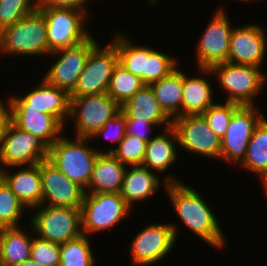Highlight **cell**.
Listing matches in <instances>:
<instances>
[{"label": "cell", "instance_id": "2e32d148", "mask_svg": "<svg viewBox=\"0 0 267 266\" xmlns=\"http://www.w3.org/2000/svg\"><path fill=\"white\" fill-rule=\"evenodd\" d=\"M39 82L24 96L13 94L5 102L10 109H28L52 115L66 127L70 116V95L43 78Z\"/></svg>", "mask_w": 267, "mask_h": 266}, {"label": "cell", "instance_id": "603a6c76", "mask_svg": "<svg viewBox=\"0 0 267 266\" xmlns=\"http://www.w3.org/2000/svg\"><path fill=\"white\" fill-rule=\"evenodd\" d=\"M163 131V132H162ZM161 132V133H160ZM155 134L147 142L142 166L151 171L164 174L178 161V139L175 129L170 126ZM178 147V148H177Z\"/></svg>", "mask_w": 267, "mask_h": 266}, {"label": "cell", "instance_id": "e575fe53", "mask_svg": "<svg viewBox=\"0 0 267 266\" xmlns=\"http://www.w3.org/2000/svg\"><path fill=\"white\" fill-rule=\"evenodd\" d=\"M39 0H0V32L36 11Z\"/></svg>", "mask_w": 267, "mask_h": 266}, {"label": "cell", "instance_id": "d6a6232c", "mask_svg": "<svg viewBox=\"0 0 267 266\" xmlns=\"http://www.w3.org/2000/svg\"><path fill=\"white\" fill-rule=\"evenodd\" d=\"M29 211L11 191L6 182L0 180V228L20 227L22 217ZM25 213V214H24Z\"/></svg>", "mask_w": 267, "mask_h": 266}, {"label": "cell", "instance_id": "836d02e7", "mask_svg": "<svg viewBox=\"0 0 267 266\" xmlns=\"http://www.w3.org/2000/svg\"><path fill=\"white\" fill-rule=\"evenodd\" d=\"M147 141L135 136L124 135L117 147L112 146L103 153H111L126 166L142 165L145 156Z\"/></svg>", "mask_w": 267, "mask_h": 266}, {"label": "cell", "instance_id": "cb8c5ba5", "mask_svg": "<svg viewBox=\"0 0 267 266\" xmlns=\"http://www.w3.org/2000/svg\"><path fill=\"white\" fill-rule=\"evenodd\" d=\"M125 118L144 120L162 130L172 126V119L160 107L150 85H144L130 99L120 105Z\"/></svg>", "mask_w": 267, "mask_h": 266}, {"label": "cell", "instance_id": "60d3db41", "mask_svg": "<svg viewBox=\"0 0 267 266\" xmlns=\"http://www.w3.org/2000/svg\"><path fill=\"white\" fill-rule=\"evenodd\" d=\"M0 98V149L5 138L6 130L11 123V111L5 102Z\"/></svg>", "mask_w": 267, "mask_h": 266}, {"label": "cell", "instance_id": "7bdbcfd3", "mask_svg": "<svg viewBox=\"0 0 267 266\" xmlns=\"http://www.w3.org/2000/svg\"><path fill=\"white\" fill-rule=\"evenodd\" d=\"M261 182H262L261 185H263L262 189L265 191L264 194L267 197V178L263 179Z\"/></svg>", "mask_w": 267, "mask_h": 266}, {"label": "cell", "instance_id": "8992f818", "mask_svg": "<svg viewBox=\"0 0 267 266\" xmlns=\"http://www.w3.org/2000/svg\"><path fill=\"white\" fill-rule=\"evenodd\" d=\"M30 218L32 234L57 244H64L82 234L81 208L38 205Z\"/></svg>", "mask_w": 267, "mask_h": 266}, {"label": "cell", "instance_id": "484cf974", "mask_svg": "<svg viewBox=\"0 0 267 266\" xmlns=\"http://www.w3.org/2000/svg\"><path fill=\"white\" fill-rule=\"evenodd\" d=\"M32 241L33 237L21 226L0 228V260L3 266H19L31 259Z\"/></svg>", "mask_w": 267, "mask_h": 266}, {"label": "cell", "instance_id": "6da1fadb", "mask_svg": "<svg viewBox=\"0 0 267 266\" xmlns=\"http://www.w3.org/2000/svg\"><path fill=\"white\" fill-rule=\"evenodd\" d=\"M165 189L182 224L217 251L224 249L228 239L224 236L216 214L203 196L195 188L183 182L167 183Z\"/></svg>", "mask_w": 267, "mask_h": 266}, {"label": "cell", "instance_id": "30bf717a", "mask_svg": "<svg viewBox=\"0 0 267 266\" xmlns=\"http://www.w3.org/2000/svg\"><path fill=\"white\" fill-rule=\"evenodd\" d=\"M97 43L90 51L85 67L70 97L107 93L114 68L119 63L116 45L111 41L105 47Z\"/></svg>", "mask_w": 267, "mask_h": 266}, {"label": "cell", "instance_id": "ee69618b", "mask_svg": "<svg viewBox=\"0 0 267 266\" xmlns=\"http://www.w3.org/2000/svg\"><path fill=\"white\" fill-rule=\"evenodd\" d=\"M236 1H239V2L242 1V2H246V3H247V2H250V3H251V2L258 1V0H236Z\"/></svg>", "mask_w": 267, "mask_h": 266}, {"label": "cell", "instance_id": "ba28073f", "mask_svg": "<svg viewBox=\"0 0 267 266\" xmlns=\"http://www.w3.org/2000/svg\"><path fill=\"white\" fill-rule=\"evenodd\" d=\"M180 231L175 223H150L134 236L129 246L133 266H150L165 258L175 247Z\"/></svg>", "mask_w": 267, "mask_h": 266}, {"label": "cell", "instance_id": "9c48e42d", "mask_svg": "<svg viewBox=\"0 0 267 266\" xmlns=\"http://www.w3.org/2000/svg\"><path fill=\"white\" fill-rule=\"evenodd\" d=\"M121 111L120 105L107 93L70 97V116L76 137L91 138L103 125Z\"/></svg>", "mask_w": 267, "mask_h": 266}, {"label": "cell", "instance_id": "8fae6325", "mask_svg": "<svg viewBox=\"0 0 267 266\" xmlns=\"http://www.w3.org/2000/svg\"><path fill=\"white\" fill-rule=\"evenodd\" d=\"M222 6L216 8L207 27L196 44V65L198 68H211L227 62L232 29L227 10ZM227 13V14H226Z\"/></svg>", "mask_w": 267, "mask_h": 266}, {"label": "cell", "instance_id": "d590c367", "mask_svg": "<svg viewBox=\"0 0 267 266\" xmlns=\"http://www.w3.org/2000/svg\"><path fill=\"white\" fill-rule=\"evenodd\" d=\"M216 103L211 105L202 115L210 129L221 139L228 128L233 112L240 106L233 102Z\"/></svg>", "mask_w": 267, "mask_h": 266}, {"label": "cell", "instance_id": "7c38bea8", "mask_svg": "<svg viewBox=\"0 0 267 266\" xmlns=\"http://www.w3.org/2000/svg\"><path fill=\"white\" fill-rule=\"evenodd\" d=\"M257 106H239L232 115L224 136L220 139L221 159L237 166L247 154V145L255 127L265 117Z\"/></svg>", "mask_w": 267, "mask_h": 266}, {"label": "cell", "instance_id": "44dd1931", "mask_svg": "<svg viewBox=\"0 0 267 266\" xmlns=\"http://www.w3.org/2000/svg\"><path fill=\"white\" fill-rule=\"evenodd\" d=\"M197 69L200 73L196 77L188 76V72L186 74L183 72L181 116L202 115L211 105L216 103L213 96L214 88L211 85V80H209L210 76L213 77L212 71L210 68Z\"/></svg>", "mask_w": 267, "mask_h": 266}, {"label": "cell", "instance_id": "d4e9b609", "mask_svg": "<svg viewBox=\"0 0 267 266\" xmlns=\"http://www.w3.org/2000/svg\"><path fill=\"white\" fill-rule=\"evenodd\" d=\"M127 166L111 153H100L94 163L86 193H119Z\"/></svg>", "mask_w": 267, "mask_h": 266}, {"label": "cell", "instance_id": "ab89813d", "mask_svg": "<svg viewBox=\"0 0 267 266\" xmlns=\"http://www.w3.org/2000/svg\"><path fill=\"white\" fill-rule=\"evenodd\" d=\"M88 1L91 0H39L38 7L77 9L88 15Z\"/></svg>", "mask_w": 267, "mask_h": 266}, {"label": "cell", "instance_id": "52a82bcc", "mask_svg": "<svg viewBox=\"0 0 267 266\" xmlns=\"http://www.w3.org/2000/svg\"><path fill=\"white\" fill-rule=\"evenodd\" d=\"M46 21L48 55L56 50L76 46L92 34L86 30L89 16L77 9L38 7Z\"/></svg>", "mask_w": 267, "mask_h": 266}, {"label": "cell", "instance_id": "e0dca14e", "mask_svg": "<svg viewBox=\"0 0 267 266\" xmlns=\"http://www.w3.org/2000/svg\"><path fill=\"white\" fill-rule=\"evenodd\" d=\"M258 23L234 26L227 62L262 68L267 55V31Z\"/></svg>", "mask_w": 267, "mask_h": 266}, {"label": "cell", "instance_id": "4fadbf2b", "mask_svg": "<svg viewBox=\"0 0 267 266\" xmlns=\"http://www.w3.org/2000/svg\"><path fill=\"white\" fill-rule=\"evenodd\" d=\"M99 43L92 34L84 42L69 48L53 51L49 56L57 59L44 73L43 79L70 94L82 73L91 49ZM58 57V58H57Z\"/></svg>", "mask_w": 267, "mask_h": 266}, {"label": "cell", "instance_id": "f1b7e54d", "mask_svg": "<svg viewBox=\"0 0 267 266\" xmlns=\"http://www.w3.org/2000/svg\"><path fill=\"white\" fill-rule=\"evenodd\" d=\"M112 42L116 45L119 63L145 84L146 45H135L124 32L115 31Z\"/></svg>", "mask_w": 267, "mask_h": 266}, {"label": "cell", "instance_id": "f35d334b", "mask_svg": "<svg viewBox=\"0 0 267 266\" xmlns=\"http://www.w3.org/2000/svg\"><path fill=\"white\" fill-rule=\"evenodd\" d=\"M125 135L135 136L139 139H143L149 142L154 136L149 135L152 127L156 129L158 126L156 124L139 120L135 118H125ZM156 127V128H155Z\"/></svg>", "mask_w": 267, "mask_h": 266}, {"label": "cell", "instance_id": "5b68a950", "mask_svg": "<svg viewBox=\"0 0 267 266\" xmlns=\"http://www.w3.org/2000/svg\"><path fill=\"white\" fill-rule=\"evenodd\" d=\"M132 209L120 193H86L81 205L82 234L91 236L113 229Z\"/></svg>", "mask_w": 267, "mask_h": 266}, {"label": "cell", "instance_id": "7402d4cb", "mask_svg": "<svg viewBox=\"0 0 267 266\" xmlns=\"http://www.w3.org/2000/svg\"><path fill=\"white\" fill-rule=\"evenodd\" d=\"M11 122L31 133L51 147L63 134L65 127L56 117L28 109H10Z\"/></svg>", "mask_w": 267, "mask_h": 266}, {"label": "cell", "instance_id": "f546056e", "mask_svg": "<svg viewBox=\"0 0 267 266\" xmlns=\"http://www.w3.org/2000/svg\"><path fill=\"white\" fill-rule=\"evenodd\" d=\"M88 235L69 240L60 245L59 266H94L95 254Z\"/></svg>", "mask_w": 267, "mask_h": 266}, {"label": "cell", "instance_id": "3957f363", "mask_svg": "<svg viewBox=\"0 0 267 266\" xmlns=\"http://www.w3.org/2000/svg\"><path fill=\"white\" fill-rule=\"evenodd\" d=\"M48 56L46 21L36 11L0 32V56Z\"/></svg>", "mask_w": 267, "mask_h": 266}, {"label": "cell", "instance_id": "8d00e7d4", "mask_svg": "<svg viewBox=\"0 0 267 266\" xmlns=\"http://www.w3.org/2000/svg\"><path fill=\"white\" fill-rule=\"evenodd\" d=\"M31 259L40 266H59L60 244L33 236Z\"/></svg>", "mask_w": 267, "mask_h": 266}, {"label": "cell", "instance_id": "277c9868", "mask_svg": "<svg viewBox=\"0 0 267 266\" xmlns=\"http://www.w3.org/2000/svg\"><path fill=\"white\" fill-rule=\"evenodd\" d=\"M216 78L218 88L227 97L225 102L241 106H257L254 99L266 86L267 74L261 68L252 65L220 63L210 68Z\"/></svg>", "mask_w": 267, "mask_h": 266}, {"label": "cell", "instance_id": "4316f807", "mask_svg": "<svg viewBox=\"0 0 267 266\" xmlns=\"http://www.w3.org/2000/svg\"><path fill=\"white\" fill-rule=\"evenodd\" d=\"M160 107L171 118L181 117L183 70L175 69L170 75L150 84Z\"/></svg>", "mask_w": 267, "mask_h": 266}, {"label": "cell", "instance_id": "4dcf8cb0", "mask_svg": "<svg viewBox=\"0 0 267 266\" xmlns=\"http://www.w3.org/2000/svg\"><path fill=\"white\" fill-rule=\"evenodd\" d=\"M144 85L138 76L131 74L118 63L113 70L107 94L119 105H122Z\"/></svg>", "mask_w": 267, "mask_h": 266}, {"label": "cell", "instance_id": "74e56055", "mask_svg": "<svg viewBox=\"0 0 267 266\" xmlns=\"http://www.w3.org/2000/svg\"><path fill=\"white\" fill-rule=\"evenodd\" d=\"M126 119L125 115L120 111L113 118L109 119L103 127L92 135L90 139L102 138L107 139L117 145L124 138ZM102 136V137H101Z\"/></svg>", "mask_w": 267, "mask_h": 266}, {"label": "cell", "instance_id": "ffe728a7", "mask_svg": "<svg viewBox=\"0 0 267 266\" xmlns=\"http://www.w3.org/2000/svg\"><path fill=\"white\" fill-rule=\"evenodd\" d=\"M15 168H17L16 171ZM0 173L11 191L29 211L41 205L42 186L40 163L0 169Z\"/></svg>", "mask_w": 267, "mask_h": 266}, {"label": "cell", "instance_id": "ac0fdd59", "mask_svg": "<svg viewBox=\"0 0 267 266\" xmlns=\"http://www.w3.org/2000/svg\"><path fill=\"white\" fill-rule=\"evenodd\" d=\"M42 205L81 208L85 189L68 179L47 159L40 162Z\"/></svg>", "mask_w": 267, "mask_h": 266}, {"label": "cell", "instance_id": "5bb4252c", "mask_svg": "<svg viewBox=\"0 0 267 266\" xmlns=\"http://www.w3.org/2000/svg\"><path fill=\"white\" fill-rule=\"evenodd\" d=\"M180 149L203 157L221 159L220 138L210 129L203 115L172 119Z\"/></svg>", "mask_w": 267, "mask_h": 266}, {"label": "cell", "instance_id": "83f0119b", "mask_svg": "<svg viewBox=\"0 0 267 266\" xmlns=\"http://www.w3.org/2000/svg\"><path fill=\"white\" fill-rule=\"evenodd\" d=\"M241 168L253 172L260 181L267 178V119L264 117L255 127L247 145V154Z\"/></svg>", "mask_w": 267, "mask_h": 266}, {"label": "cell", "instance_id": "7a4b0ae2", "mask_svg": "<svg viewBox=\"0 0 267 266\" xmlns=\"http://www.w3.org/2000/svg\"><path fill=\"white\" fill-rule=\"evenodd\" d=\"M90 140V138L76 136L72 140L63 134L49 147L47 158L68 179L85 190L88 187L97 156L104 150L90 147Z\"/></svg>", "mask_w": 267, "mask_h": 266}, {"label": "cell", "instance_id": "b9f144b4", "mask_svg": "<svg viewBox=\"0 0 267 266\" xmlns=\"http://www.w3.org/2000/svg\"><path fill=\"white\" fill-rule=\"evenodd\" d=\"M19 266H40V265L34 262L32 259H28L24 263L20 264Z\"/></svg>", "mask_w": 267, "mask_h": 266}, {"label": "cell", "instance_id": "9a60e30c", "mask_svg": "<svg viewBox=\"0 0 267 266\" xmlns=\"http://www.w3.org/2000/svg\"><path fill=\"white\" fill-rule=\"evenodd\" d=\"M48 150L41 139L11 122L0 149V169L38 164L48 158Z\"/></svg>", "mask_w": 267, "mask_h": 266}, {"label": "cell", "instance_id": "d6986e66", "mask_svg": "<svg viewBox=\"0 0 267 266\" xmlns=\"http://www.w3.org/2000/svg\"><path fill=\"white\" fill-rule=\"evenodd\" d=\"M163 178L161 181L156 172L142 165L127 166L119 193L132 208L134 203L146 202L152 198L160 190V187L164 186L165 188L167 183L183 182L176 176L170 175L169 172Z\"/></svg>", "mask_w": 267, "mask_h": 266}, {"label": "cell", "instance_id": "1f68e13d", "mask_svg": "<svg viewBox=\"0 0 267 266\" xmlns=\"http://www.w3.org/2000/svg\"><path fill=\"white\" fill-rule=\"evenodd\" d=\"M178 58L146 46L145 85L159 81L180 67Z\"/></svg>", "mask_w": 267, "mask_h": 266}]
</instances>
